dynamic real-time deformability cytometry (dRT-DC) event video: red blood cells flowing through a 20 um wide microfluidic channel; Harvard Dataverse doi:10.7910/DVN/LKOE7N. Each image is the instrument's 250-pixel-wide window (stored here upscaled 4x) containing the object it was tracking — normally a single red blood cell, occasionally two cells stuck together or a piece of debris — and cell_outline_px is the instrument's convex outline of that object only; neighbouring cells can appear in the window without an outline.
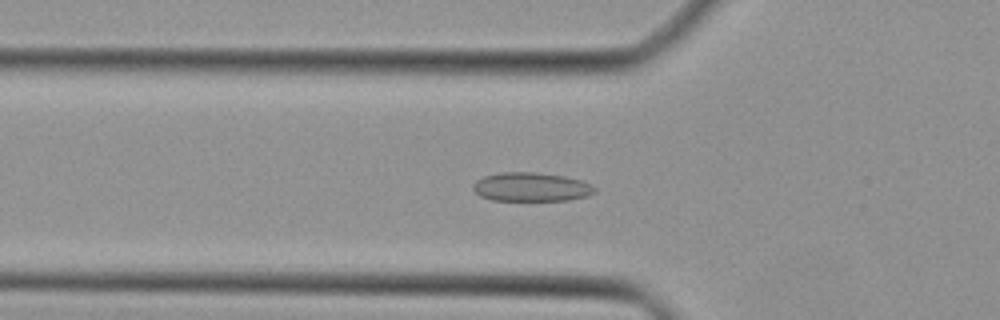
{"species": "Egyptian fruit bat (a non-hibernating species)", "species_latin": "Rousettus aegyptiacus", "temperature_condition": "cold", "stored_images_in_passage": 37, "camera_frame_rate_fps": 3000, "um_per_image_px": 0.085, "animal": {"sex": "female"}, "frame": {"image": 1, "passage_image": 7, "time_ms": 2.0, "image_size_px": [1000, 320], "cell_outline_px": [[596, 192], [588, 196], [568, 200], [492, 200], [480, 196], [472, 188], [472, 184], [476, 180], [484, 176], [500, 172], [536, 172], [564, 176], [580, 180], [592, 184], [596, 188]], "centroid_in_image_um": [45.16, 15.89], "position_along_channel_um": 80.6, "area_um2": 20.58}}
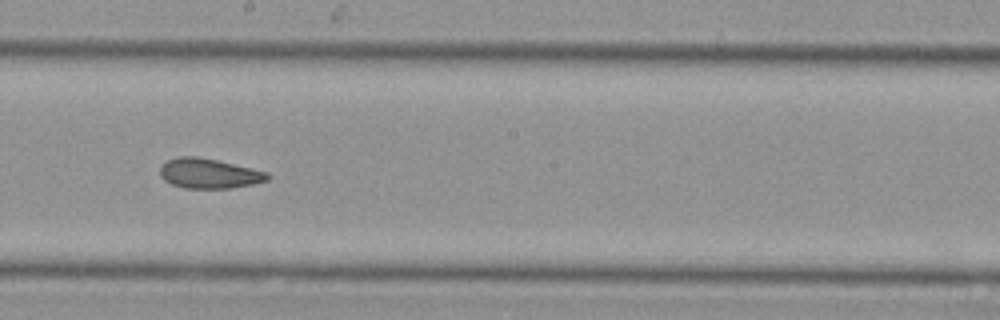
{"frame": {"image": 2, "passage_image": 17, "time_ms": 5.333, "image_size_px": [1000, 320], "cell_outline_px": [[272, 176], [268, 180], [252, 184], [232, 188], [184, 188], [172, 184], [164, 180], [160, 176], [160, 168], [168, 160], [180, 156], [196, 156], [216, 160], [268, 172]], "centroid_in_image_um": [17.78, 14.75], "position_along_channel_um": 230.4, "area_um2": 18.61}}
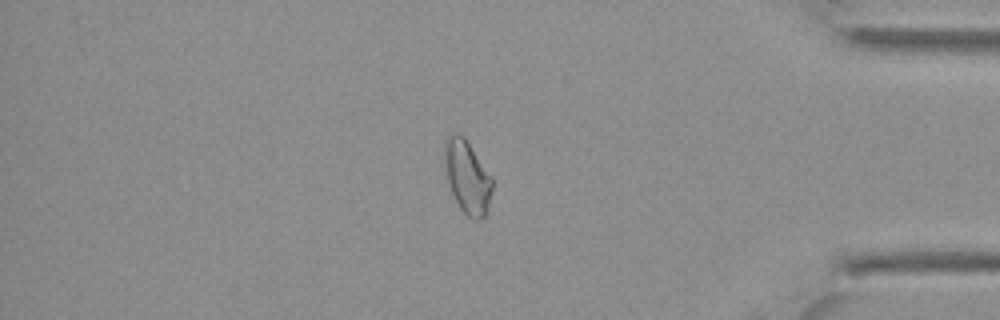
{"frame": {"image": 3, "passage_image": 30, "time_ms": 9.667, "image_size_px": [1000, 320], "cell_outline_px": [[492, 188], [488, 212], [480, 220], [472, 220], [460, 208], [452, 192], [448, 180], [444, 148], [444, 140], [456, 132], [464, 136], [492, 176]], "centroid_in_image_um": [39.75, 15.05], "position_along_channel_um": 395.4, "area_um2": 20.11}}